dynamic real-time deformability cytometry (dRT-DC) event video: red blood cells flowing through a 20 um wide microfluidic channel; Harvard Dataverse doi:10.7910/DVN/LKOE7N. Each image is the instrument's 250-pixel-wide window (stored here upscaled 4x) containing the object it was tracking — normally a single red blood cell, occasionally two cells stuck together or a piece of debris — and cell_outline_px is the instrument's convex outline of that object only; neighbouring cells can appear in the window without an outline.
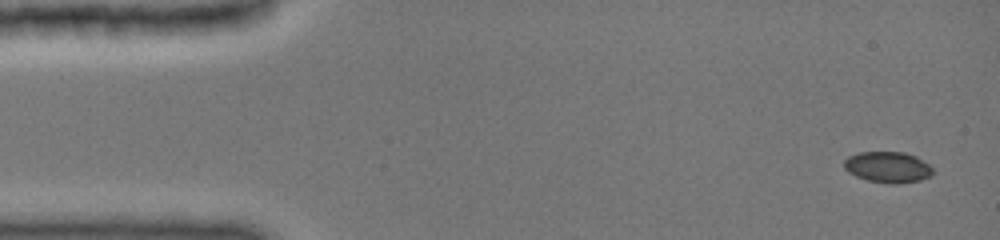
{"species": "common noctule bat (a hibernating species)", "species_latin": "Nyctalus noctula", "temperature_condition": "cold", "stored_images_in_passage": 5, "camera_frame_rate_fps": 3000, "um_per_image_px": 0.085, "animal": {"sex": "female", "body_mass_g": 19.0, "forearm_length_mm": 51.5}, "frame": {"image": 1, "passage_image": 1, "time_ms": 0.0, "image_size_px": [1000, 240], "cell_outline_px": [[932, 176], [920, 180], [900, 184], [888, 184], [868, 180], [856, 176], [848, 172], [844, 168], [844, 160], [848, 156], [860, 152], [904, 152], [916, 156], [928, 164], [932, 168]], "centroid_in_image_um": [75.46, 14.21], "position_along_channel_um": 9.5, "area_um2": 16.13}}